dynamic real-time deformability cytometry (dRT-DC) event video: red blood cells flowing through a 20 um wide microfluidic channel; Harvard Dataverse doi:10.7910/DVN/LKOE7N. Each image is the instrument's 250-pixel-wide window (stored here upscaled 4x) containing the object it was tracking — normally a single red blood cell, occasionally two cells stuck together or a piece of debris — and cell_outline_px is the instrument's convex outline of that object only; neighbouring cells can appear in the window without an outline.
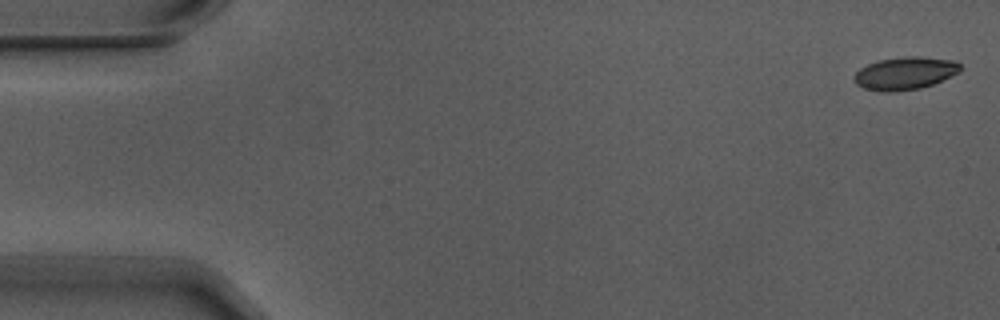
{"species": "Egyptian fruit bat (a non-hibernating species)", "species_latin": "Rousettus aegyptiacus", "temperature_condition": "warm", "stored_images_in_passage": 6, "camera_frame_rate_fps": 3000, "um_per_image_px": 0.085, "animal": {"sex": "male"}, "frame": {"image": 1, "passage_image": 1, "time_ms": 0.0, "image_size_px": [1000, 320], "cell_outline_px": [[960, 72], [932, 84], [920, 88], [892, 92], [880, 92], [864, 88], [856, 84], [852, 80], [852, 76], [860, 68], [876, 60], [904, 56], [920, 56], [952, 60], [960, 64]], "centroid_in_image_um": [76.87, 6.22], "position_along_channel_um": 8.1, "area_um2": 20.4}}
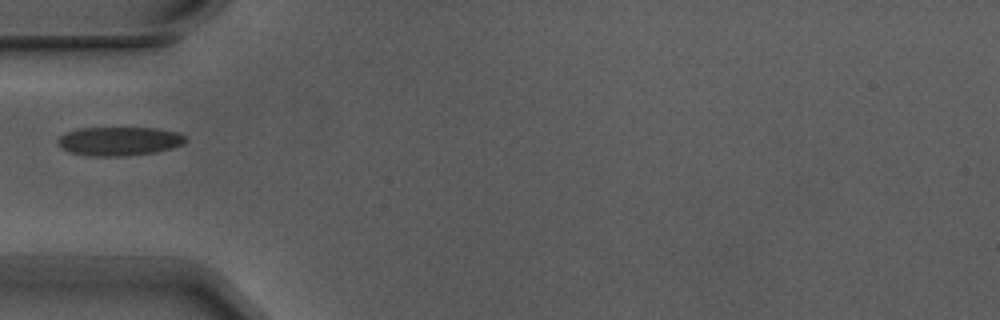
{"frame": {"image": 2, "passage_image": 5, "time_ms": 1.333, "image_size_px": [1000, 320], "cell_outline_px": [[188, 140], [184, 144], [172, 148], [152, 152], [124, 156], [88, 156], [68, 152], [60, 148], [56, 144], [56, 140], [64, 132], [76, 128], [156, 128], [180, 132]], "centroid_in_image_um": [10.08, 11.99], "position_along_channel_um": 74.9, "area_um2": 21.79}}